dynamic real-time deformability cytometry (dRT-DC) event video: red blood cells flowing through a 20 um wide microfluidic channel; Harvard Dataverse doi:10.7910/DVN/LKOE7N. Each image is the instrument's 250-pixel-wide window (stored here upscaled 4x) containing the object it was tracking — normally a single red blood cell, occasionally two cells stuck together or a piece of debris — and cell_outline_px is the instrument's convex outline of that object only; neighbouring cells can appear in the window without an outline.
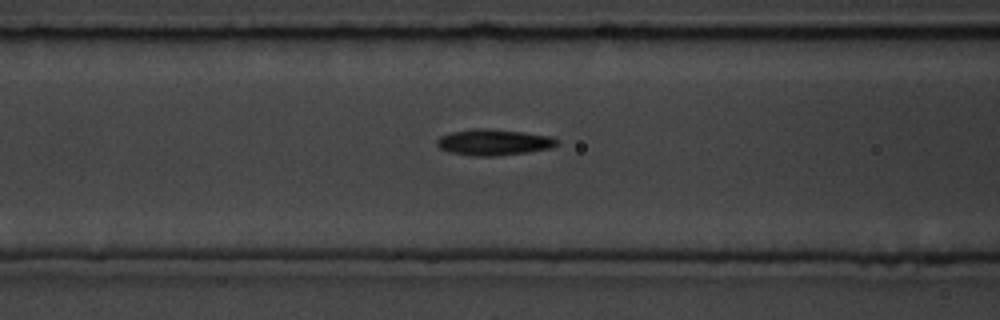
{"species": "common noctule bat (a hibernating species)", "species_latin": "Nyctalus noctula", "temperature_condition": "room temperature", "stored_images_in_passage": 30, "camera_frame_rate_fps": 3000, "um_per_image_px": 0.085, "animal": {"sex": "male", "body_mass_g": 19.5, "forearm_length_mm": 54.6}, "frame": {"image": 1, "passage_image": 5, "time_ms": 1.333, "image_size_px": [1000, 320], "cell_outline_px": [[560, 140], [552, 148], [528, 152], [496, 156], [472, 156], [448, 152], [440, 148], [436, 144], [436, 140], [440, 136], [452, 132], [472, 128], [484, 128], [524, 132], [552, 136]], "centroid_in_image_um": [41.97, 12.09], "position_along_channel_um": 124.6, "area_um2": 18.44}}